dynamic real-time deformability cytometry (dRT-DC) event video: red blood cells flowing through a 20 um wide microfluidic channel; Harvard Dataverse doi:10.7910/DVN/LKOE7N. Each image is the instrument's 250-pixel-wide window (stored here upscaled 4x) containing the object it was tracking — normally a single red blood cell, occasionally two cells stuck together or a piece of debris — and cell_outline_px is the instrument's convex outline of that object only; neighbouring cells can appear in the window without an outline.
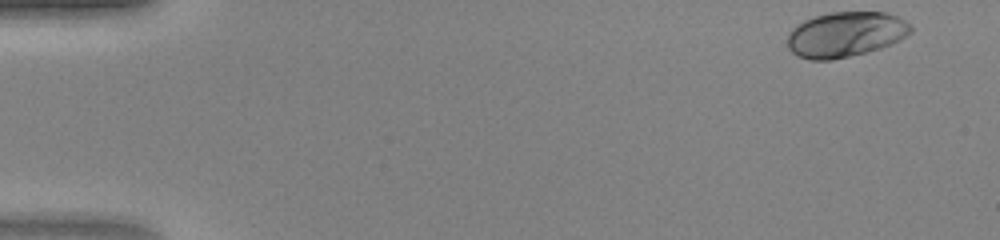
{"species": "human", "species_latin": "Homo sapiens", "temperature_condition": "warm", "stored_images_in_passage": 45, "camera_frame_rate_fps": 3000, "um_per_image_px": 0.085, "donor": {"sex": "female"}, "frame": {"image": 1, "passage_image": 1, "time_ms": 0.0, "image_size_px": [1000, 240], "cell_outline_px": [[912, 32], [892, 44], [868, 52], [832, 60], [808, 60], [796, 56], [788, 48], [788, 32], [796, 24], [804, 20], [816, 16], [832, 12], [888, 12], [912, 24]], "centroid_in_image_um": [71.86, 2.93], "position_along_channel_um": 13.1, "area_um2": 32.77}}
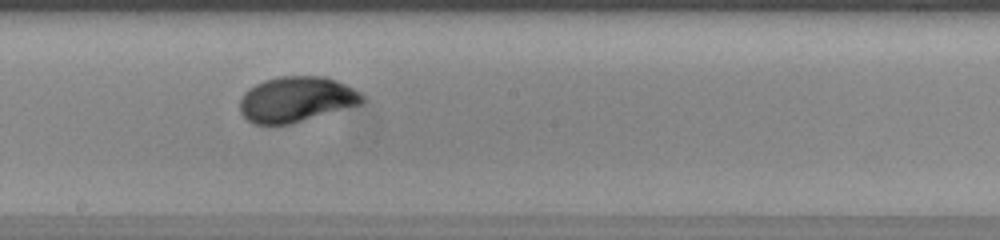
{"frame": {"image": 2, "passage_image": 25, "time_ms": 8.0, "image_size_px": [1000, 240], "cell_outline_px": [[364, 104], [292, 124], [256, 124], [248, 120], [240, 112], [240, 100], [244, 92], [248, 88], [264, 80], [280, 76], [324, 76], [336, 80], [360, 92], [364, 96]], "centroid_in_image_um": [25.21, 8.45], "position_along_channel_um": 223.0, "area_um2": 32.66}}
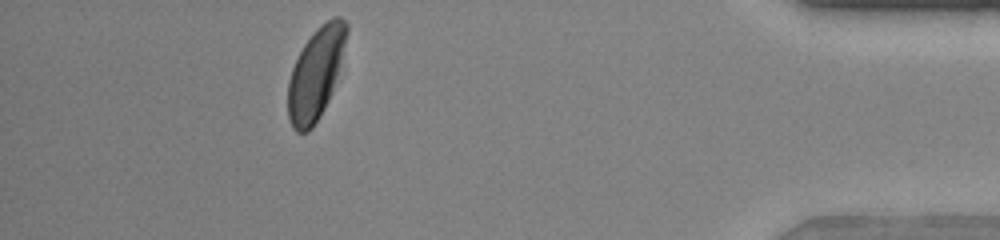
{"frame": {"image": 3, "passage_image": 41, "time_ms": 13.333, "image_size_px": [1000, 240], "cell_outline_px": [[348, 32], [332, 92], [320, 116], [312, 128], [308, 132], [296, 132], [292, 128], [288, 120], [288, 80], [292, 68], [304, 44], [320, 24], [332, 16], [340, 16], [348, 24]], "centroid_in_image_um": [26.83, 6.26], "position_along_channel_um": 408.4, "area_um2": 31.04}}